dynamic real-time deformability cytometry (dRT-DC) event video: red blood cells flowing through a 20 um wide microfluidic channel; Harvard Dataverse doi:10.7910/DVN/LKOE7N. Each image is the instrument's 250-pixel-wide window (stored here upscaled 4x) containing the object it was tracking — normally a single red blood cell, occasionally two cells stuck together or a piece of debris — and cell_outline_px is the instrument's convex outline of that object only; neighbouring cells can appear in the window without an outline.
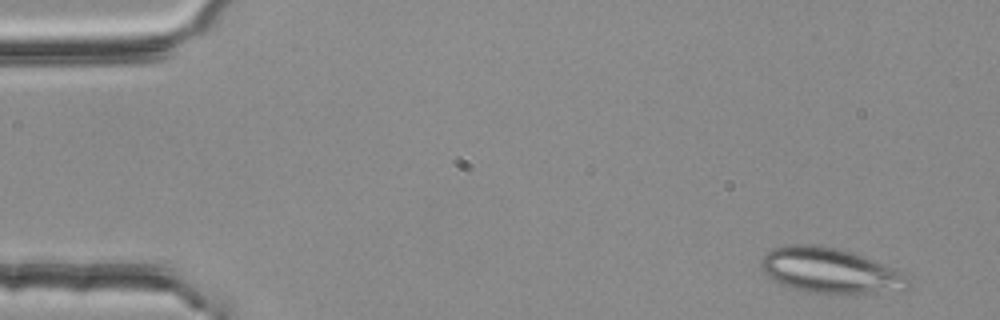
{"species": "common noctule bat (a hibernating species)", "species_latin": "Nyctalus noctula", "temperature_condition": "room temperature", "stored_images_in_passage": 3, "camera_frame_rate_fps": 3000, "um_per_image_px": 0.085, "animal": {"sex": "female", "body_mass_g": 25.1}, "frame": {"image": 1, "passage_image": 1, "time_ms": 0.0, "image_size_px": [1000, 320], "cell_outline_px": [[912, 276], [908, 292], [856, 296], [808, 292], [784, 284], [768, 276], [760, 268], [760, 260], [772, 248], [784, 244], [812, 244], [836, 248], [852, 252], [864, 256], [908, 272]], "centroid_in_image_um": [70.77, 23.05], "position_along_channel_um": 14.2, "area_um2": 40.52}}